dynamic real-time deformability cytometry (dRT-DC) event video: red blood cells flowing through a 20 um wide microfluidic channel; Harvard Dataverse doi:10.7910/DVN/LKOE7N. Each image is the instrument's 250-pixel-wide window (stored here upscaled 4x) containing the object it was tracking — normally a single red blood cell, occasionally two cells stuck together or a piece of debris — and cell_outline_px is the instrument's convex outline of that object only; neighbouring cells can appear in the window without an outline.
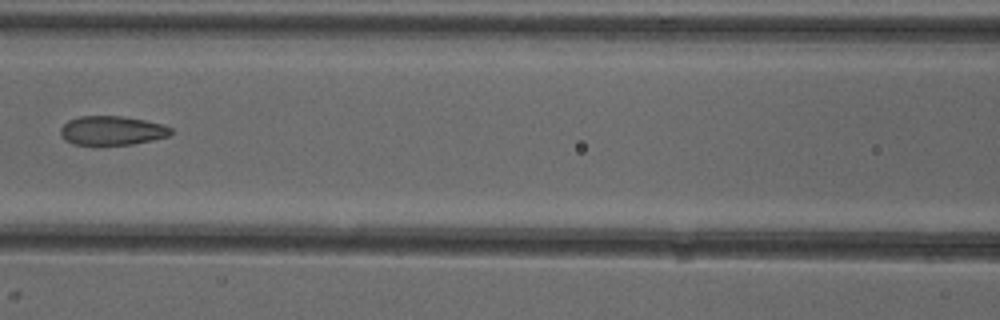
{"species": "common noctule bat (a hibernating species)", "species_latin": "Nyctalus noctula", "temperature_condition": "cold", "stored_images_in_passage": 7, "camera_frame_rate_fps": 3000, "um_per_image_px": 0.085, "animal": {"sex": "female"}, "frame": {"image": 1, "passage_image": 6, "time_ms": 7.333, "image_size_px": [1000, 320], "cell_outline_px": [[172, 132], [168, 136], [152, 140], [132, 144], [92, 148], [72, 144], [64, 140], [60, 132], [60, 128], [68, 120], [80, 116], [120, 116], [144, 120], [164, 124], [172, 128]], "centroid_in_image_um": [9.46, 11.14], "position_along_channel_um": 157.1, "area_um2": 19.48}}
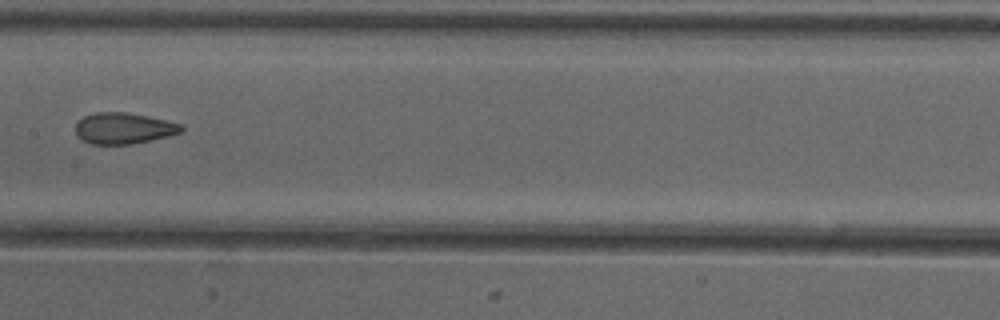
{"frame": {"image": 2, "passage_image": 7, "time_ms": 8.333, "image_size_px": [1000, 320], "cell_outline_px": [[184, 128], [180, 132], [168, 136], [132, 144], [92, 144], [76, 136], [76, 124], [84, 116], [96, 112], [124, 112], [148, 116], [184, 124]], "centroid_in_image_um": [10.53, 10.9], "position_along_channel_um": 196.9, "area_um2": 19.13}}